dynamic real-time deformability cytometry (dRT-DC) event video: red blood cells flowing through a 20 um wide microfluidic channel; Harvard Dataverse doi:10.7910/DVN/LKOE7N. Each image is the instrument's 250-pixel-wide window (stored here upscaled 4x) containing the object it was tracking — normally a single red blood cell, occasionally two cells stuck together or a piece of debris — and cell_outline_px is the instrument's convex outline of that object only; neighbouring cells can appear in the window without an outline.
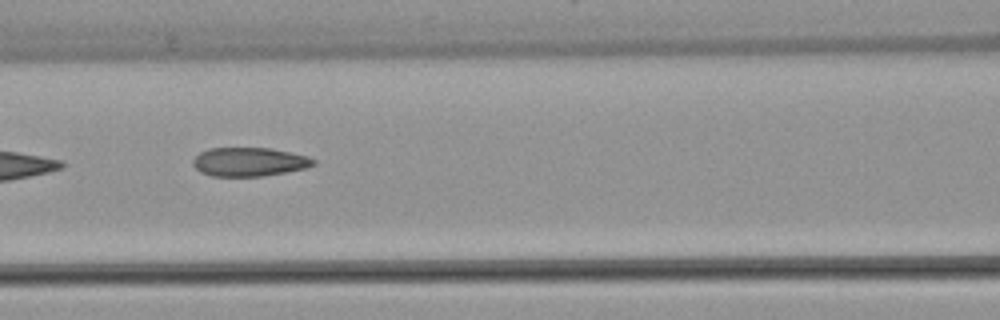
{"species": "common noctule bat (a hibernating species)", "species_latin": "Nyctalus noctula", "temperature_condition": "warm", "stored_images_in_passage": 8, "camera_frame_rate_fps": 3000, "um_per_image_px": 0.085, "animal": {"sex": "female", "body_mass_g": 22.7, "forearm_length_mm": 54.2}, "frame": {"image": 1, "passage_image": 6, "time_ms": 6.0, "image_size_px": [1000, 320], "cell_outline_px": [[316, 164], [304, 168], [264, 176], [212, 176], [200, 172], [192, 164], [192, 160], [200, 152], [208, 148], [272, 148], [308, 156], [316, 160]], "centroid_in_image_um": [21.17, 13.75], "position_along_channel_um": 145.4, "area_um2": 20.23}}
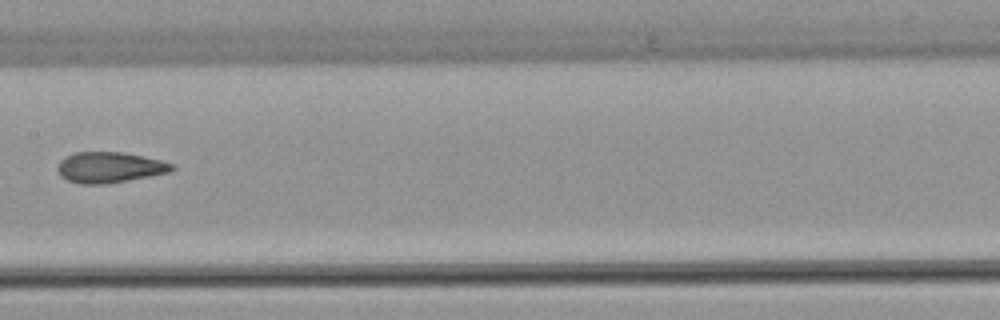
{"frame": {"image": 2, "passage_image": 7, "time_ms": 7.333, "image_size_px": [1000, 320], "cell_outline_px": [[176, 168], [168, 172], [108, 184], [80, 184], [68, 180], [60, 176], [56, 168], [60, 160], [64, 156], [76, 152], [124, 152], [144, 156], [160, 160], [172, 164]], "centroid_in_image_um": [9.26, 14.22], "position_along_channel_um": 198.1, "area_um2": 20.52}}
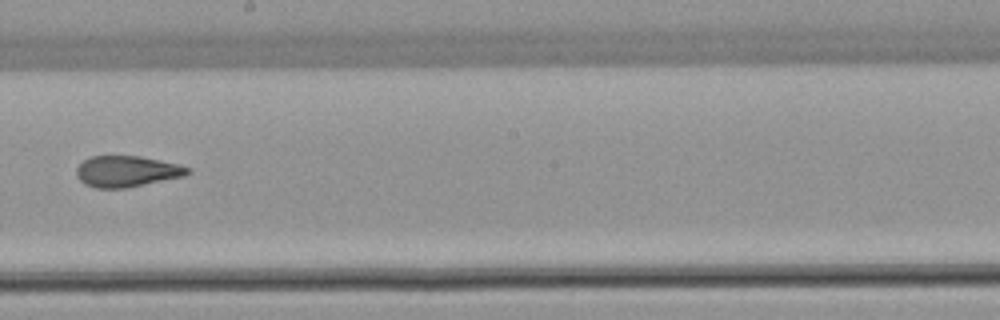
{"frame": {"image": 3, "passage_image": 8, "time_ms": 8.333, "image_size_px": [1000, 320], "cell_outline_px": [[192, 172], [184, 176], [128, 188], [96, 188], [84, 184], [76, 176], [76, 168], [84, 160], [92, 156], [140, 156], [180, 164], [192, 168]], "centroid_in_image_um": [10.81, 14.57], "position_along_channel_um": 237.4, "area_um2": 20.35}}